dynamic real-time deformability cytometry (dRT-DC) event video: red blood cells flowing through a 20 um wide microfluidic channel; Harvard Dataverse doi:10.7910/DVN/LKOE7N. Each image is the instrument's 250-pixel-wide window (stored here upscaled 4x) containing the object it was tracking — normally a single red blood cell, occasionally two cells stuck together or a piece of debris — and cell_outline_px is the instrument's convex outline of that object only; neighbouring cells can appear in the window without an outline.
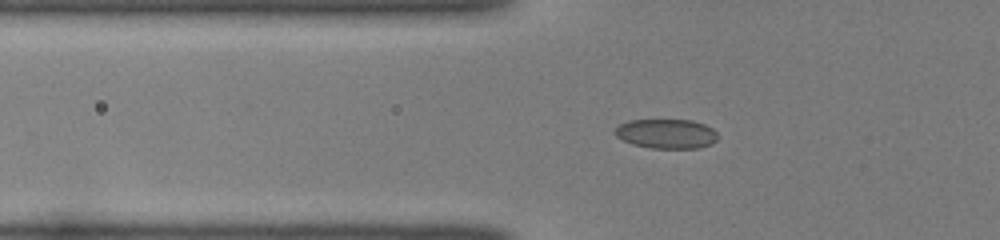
{"species": "common noctule bat (a hibernating species)", "species_latin": "Nyctalus noctula", "temperature_condition": "room temperature", "stored_images_in_passage": 8, "camera_frame_rate_fps": 3000, "um_per_image_px": 0.085, "animal": {"sex": "female", "body_mass_g": 22.0, "forearm_length_mm": 56.7}, "frame": {"image": 1, "passage_image": 5, "time_ms": 1.333, "image_size_px": [1000, 240], "cell_outline_px": [[716, 140], [712, 144], [696, 148], [652, 148], [632, 144], [616, 136], [616, 128], [620, 124], [628, 120], [692, 120], [704, 124], [712, 128], [716, 132]], "centroid_in_image_um": [56.65, 11.36], "position_along_channel_um": 69.1, "area_um2": 17.51}}